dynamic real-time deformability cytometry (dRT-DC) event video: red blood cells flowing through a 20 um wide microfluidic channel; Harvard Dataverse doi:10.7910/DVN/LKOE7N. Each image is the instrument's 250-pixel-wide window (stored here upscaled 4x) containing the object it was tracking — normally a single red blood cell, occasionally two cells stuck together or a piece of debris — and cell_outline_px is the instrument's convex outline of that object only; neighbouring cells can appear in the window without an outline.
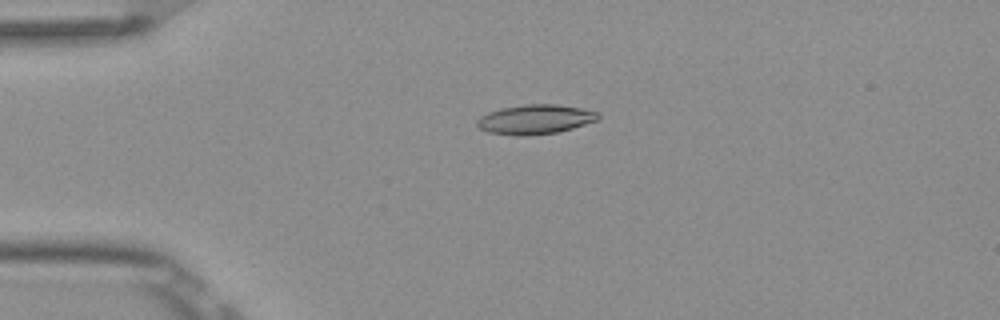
{"species": "Egyptian fruit bat (a non-hibernating species)", "species_latin": "Rousettus aegyptiacus", "temperature_condition": "room temperature", "stored_images_in_passage": 53, "camera_frame_rate_fps": 3000, "um_per_image_px": 0.085, "frame": {"image": 1, "passage_image": 13, "time_ms": 4.0, "image_size_px": [1000, 320], "cell_outline_px": [[600, 116], [596, 120], [572, 128], [556, 132], [528, 136], [516, 136], [488, 132], [480, 128], [476, 124], [476, 120], [480, 116], [488, 112], [500, 108], [524, 104], [556, 104], [580, 108], [596, 112]], "centroid_in_image_um": [45.43, 10.14], "position_along_channel_um": 39.6, "area_um2": 20.75}}
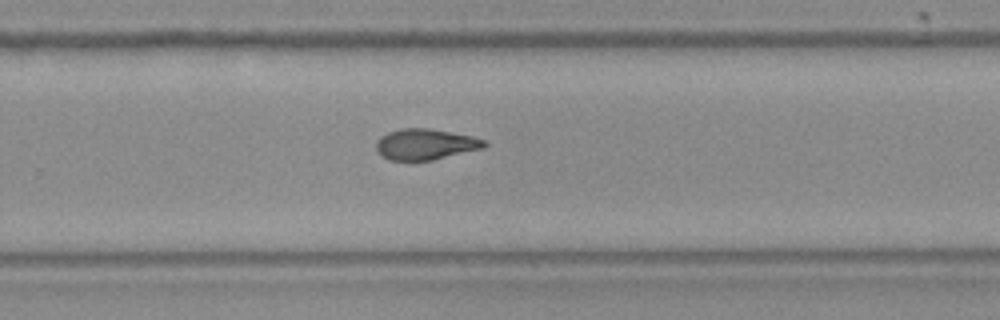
{"frame": {"image": 2, "passage_image": 35, "time_ms": 11.333, "image_size_px": [1000, 320], "cell_outline_px": [[488, 144], [484, 148], [432, 160], [388, 160], [380, 156], [376, 152], [376, 140], [380, 136], [388, 132], [400, 128], [428, 128], [472, 136], [484, 140]], "centroid_in_image_um": [36.11, 12.26], "position_along_channel_um": 293.7, "area_um2": 19.59}}
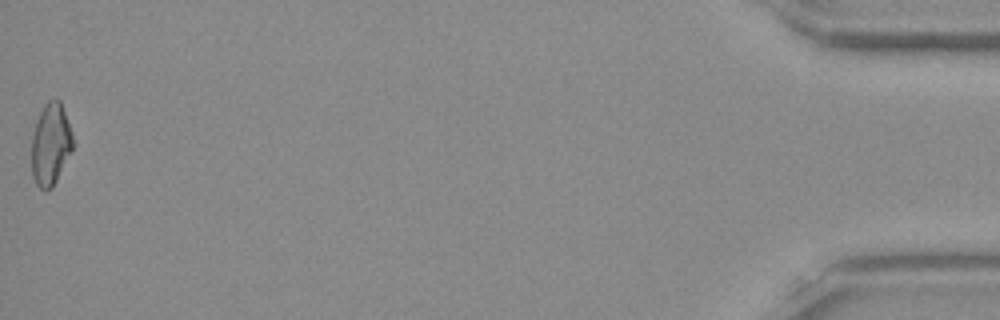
{"frame": {"image": 3, "passage_image": 53, "time_ms": 17.333, "image_size_px": [1000, 320], "cell_outline_px": [[72, 148], [52, 188], [40, 188], [36, 184], [32, 176], [32, 136], [36, 120], [44, 104], [48, 100], [60, 100], [72, 132]], "centroid_in_image_um": [4.28, 12.23], "position_along_channel_um": 430.9, "area_um2": 19.31}, "authors_computed_cell_mechanics": {"area_um2": 19.7676, "velocity_mm_per_s": 3.8897, "shape_relaxation_time_tau1_ms": null, "shape_relaxation_time_tau2_ms": 3.6587, "deformation_change_tau1": null, "deformation_change_tau2": 0.0998}}